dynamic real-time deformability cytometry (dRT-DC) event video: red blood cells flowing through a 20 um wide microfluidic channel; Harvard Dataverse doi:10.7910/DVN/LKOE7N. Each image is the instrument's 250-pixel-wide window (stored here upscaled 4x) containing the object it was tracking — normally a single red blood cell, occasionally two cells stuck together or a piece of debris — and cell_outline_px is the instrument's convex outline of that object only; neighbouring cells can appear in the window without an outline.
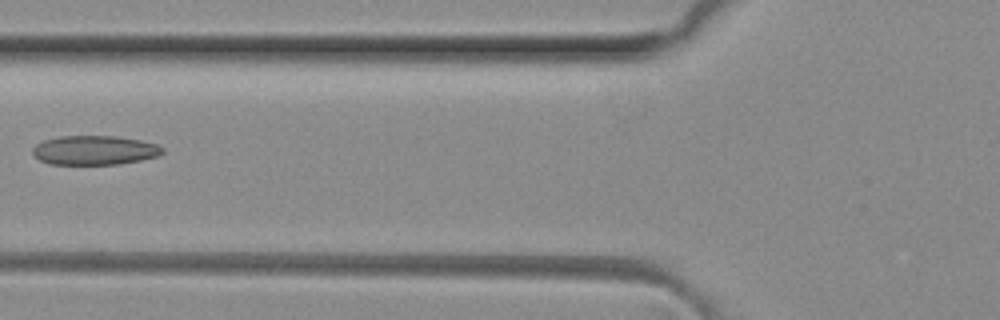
{"species": "common noctule bat (a hibernating species)", "species_latin": "Nyctalus noctula", "temperature_condition": "room temperature", "stored_images_in_passage": 6, "camera_frame_rate_fps": 3000, "um_per_image_px": 0.085, "animal": {"sex": "female", "body_mass_g": 29.2, "forearm_length_mm": 56.3}, "frame": {"image": 1, "passage_image": 6, "time_ms": 1.667, "image_size_px": [1000, 320], "cell_outline_px": [[164, 152], [156, 156], [140, 160], [116, 164], [52, 164], [40, 160], [32, 152], [32, 148], [36, 144], [44, 140], [60, 136], [116, 136], [140, 140], [156, 144], [164, 148]], "centroid_in_image_um": [8.03, 12.76], "position_along_channel_um": 117.8, "area_um2": 21.96}}